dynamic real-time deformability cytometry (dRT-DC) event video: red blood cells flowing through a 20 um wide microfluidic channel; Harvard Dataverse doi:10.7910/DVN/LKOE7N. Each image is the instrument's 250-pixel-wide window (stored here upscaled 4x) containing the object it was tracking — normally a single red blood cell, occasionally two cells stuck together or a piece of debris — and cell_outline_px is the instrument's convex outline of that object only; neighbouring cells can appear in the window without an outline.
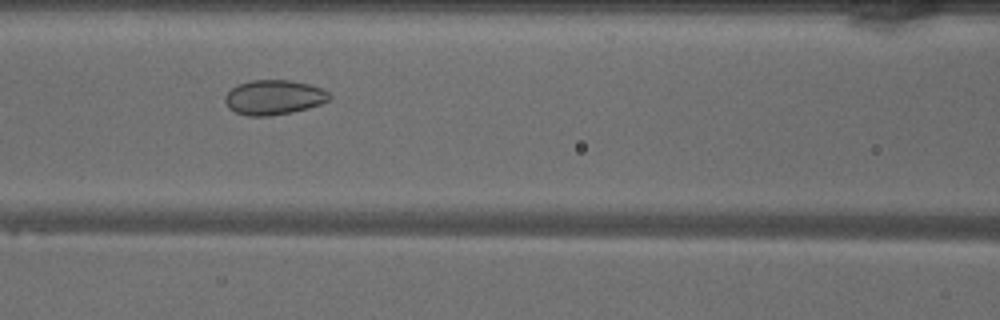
{"species": "common noctule bat (a hibernating species)", "species_latin": "Nyctalus noctula", "temperature_condition": "warm", "stored_images_in_passage": 44, "camera_frame_rate_fps": 3000, "um_per_image_px": 0.085, "animal": {"sex": "male", "body_mass_g": 18.8}, "frame": {"image": 1, "passage_image": 20, "time_ms": 6.333, "image_size_px": [1000, 320], "cell_outline_px": [[332, 96], [328, 100], [320, 104], [308, 108], [292, 112], [268, 116], [248, 116], [236, 112], [228, 108], [224, 100], [224, 96], [232, 88], [240, 84], [252, 80], [288, 80], [308, 84], [320, 88], [328, 92]], "centroid_in_image_um": [23.26, 8.28], "position_along_channel_um": 143.3, "area_um2": 20.98}}
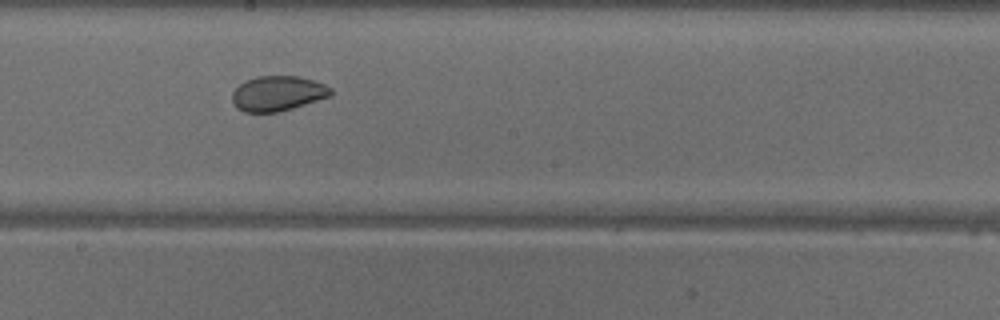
{"frame": {"image": 2, "passage_image": 26, "time_ms": 8.333, "image_size_px": [1000, 320], "cell_outline_px": [[332, 96], [292, 108], [276, 112], [244, 112], [236, 108], [232, 100], [232, 92], [244, 80], [256, 76], [300, 76], [324, 84], [332, 88]], "centroid_in_image_um": [23.6, 7.94], "position_along_channel_um": 224.6, "area_um2": 20.23}}
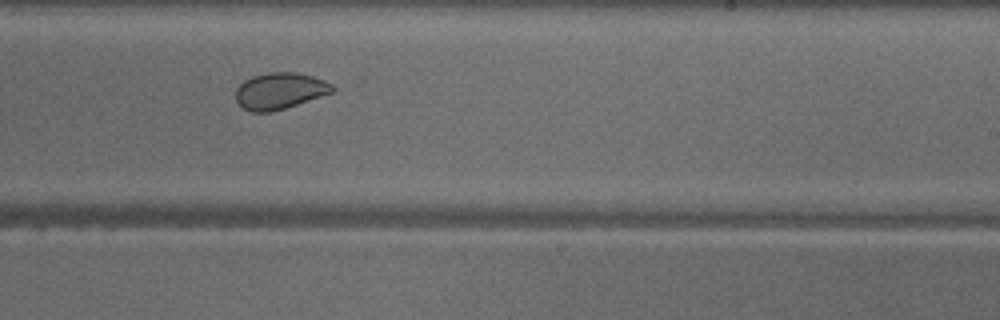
{"frame": {"image": 3, "passage_image": 29, "time_ms": 9.333, "image_size_px": [1000, 320], "cell_outline_px": [[336, 88], [332, 92], [272, 112], [252, 112], [244, 108], [236, 100], [236, 88], [244, 80], [252, 76], [268, 72], [296, 72], [312, 76], [324, 80], [332, 84]], "centroid_in_image_um": [23.76, 7.71], "position_along_channel_um": 265.2, "area_um2": 20.35}, "authors_computed_cell_mechanics": {"area_um2": 23.4957, "velocity_mm_per_s": 4.0715, "shape_relaxation_time_tau1_ms": null, "shape_relaxation_time_tau2_ms": 1.336, "deformation_change_tau1": null, "deformation_change_tau2": 0.0449}}